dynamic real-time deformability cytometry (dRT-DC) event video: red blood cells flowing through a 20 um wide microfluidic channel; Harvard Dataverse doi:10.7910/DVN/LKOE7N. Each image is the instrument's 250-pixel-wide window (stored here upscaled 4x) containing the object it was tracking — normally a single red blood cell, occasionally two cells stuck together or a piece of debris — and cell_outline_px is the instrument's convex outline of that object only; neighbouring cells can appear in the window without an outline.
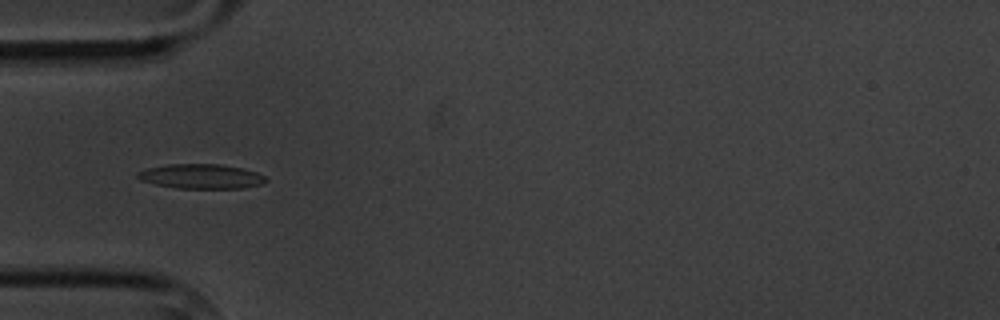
{"species": "common noctule bat (a hibernating species)", "species_latin": "Nyctalus noctula", "temperature_condition": "cold", "stored_images_in_passage": 8, "camera_frame_rate_fps": 3000, "um_per_image_px": 0.085, "animal": {"sex": "male", "body_mass_g": 20.1, "forearm_length_mm": 53.5}, "frame": {"image": 1, "passage_image": 6, "time_ms": 6.0, "image_size_px": [1000, 320], "cell_outline_px": [[268, 180], [264, 184], [244, 188], [176, 188], [156, 184], [140, 180], [136, 176], [136, 172], [148, 168], [168, 164], [220, 164], [240, 168], [256, 172], [264, 176]], "centroid_in_image_um": [17.1, 14.99], "position_along_channel_um": 67.9, "area_um2": 18.38}}
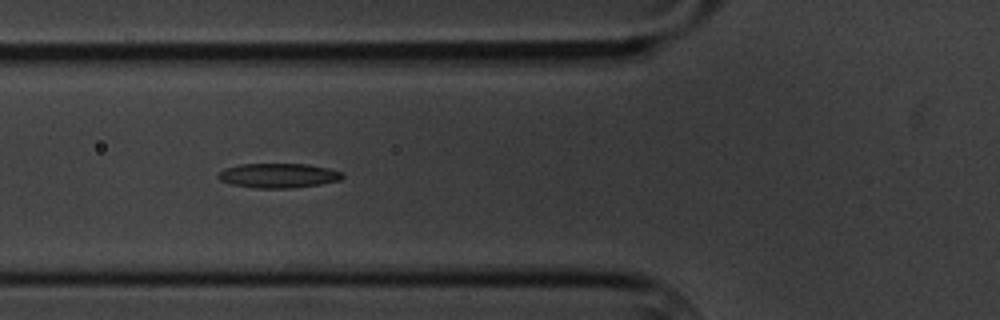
{"frame": {"image": 2, "passage_image": 7, "time_ms": 7.0, "image_size_px": [1000, 320], "cell_outline_px": [[344, 176], [340, 180], [320, 184], [292, 188], [256, 188], [232, 184], [220, 180], [216, 176], [224, 168], [240, 164], [308, 164], [328, 168], [344, 172]], "centroid_in_image_um": [23.68, 14.92], "position_along_channel_um": 102.1, "area_um2": 17.8}}
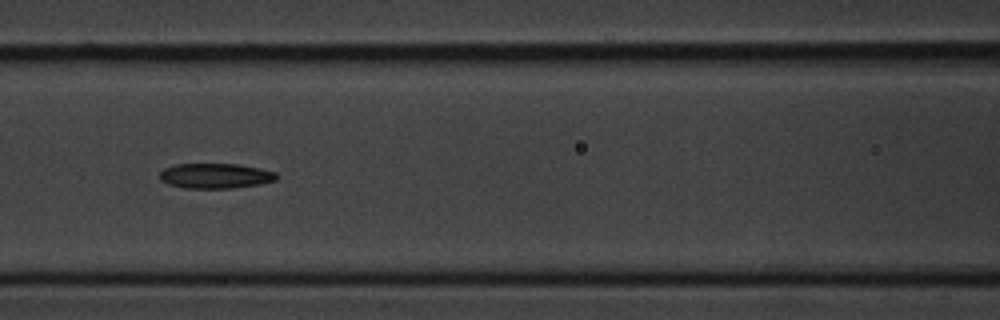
{"frame": {"image": 3, "passage_image": 8, "time_ms": 8.333, "image_size_px": [1000, 320], "cell_outline_px": [[276, 180], [260, 184], [232, 188], [184, 188], [168, 184], [160, 180], [160, 172], [164, 168], [176, 164], [240, 164], [260, 168], [276, 172]], "centroid_in_image_um": [18.3, 14.94], "position_along_channel_um": 148.3, "area_um2": 17.11}}